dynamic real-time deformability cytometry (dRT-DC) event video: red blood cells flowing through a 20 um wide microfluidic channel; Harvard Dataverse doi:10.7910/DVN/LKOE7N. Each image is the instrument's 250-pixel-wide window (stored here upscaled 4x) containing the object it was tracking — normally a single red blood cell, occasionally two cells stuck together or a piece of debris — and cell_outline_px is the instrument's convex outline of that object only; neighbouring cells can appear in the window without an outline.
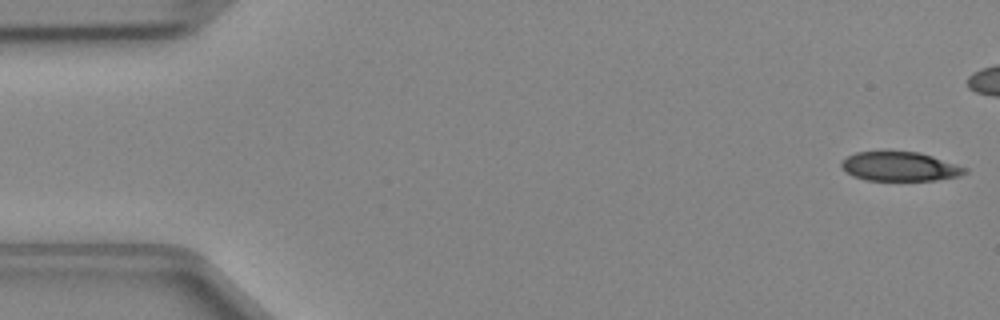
{"species": "Egyptian fruit bat (a non-hibernating species)", "species_latin": "Rousettus aegyptiacus", "temperature_condition": "cold", "stored_images_in_passage": 40, "camera_frame_rate_fps": 3000, "um_per_image_px": 0.085, "animal": {"sex": "female"}, "frame": {"image": 1, "passage_image": 1, "time_ms": 0.0, "image_size_px": [1000, 320], "cell_outline_px": [[968, 172], [960, 176], [936, 180], [864, 180], [852, 176], [840, 168], [840, 160], [856, 152], [920, 152], [968, 168]], "centroid_in_image_um": [76.46, 14.16], "position_along_channel_um": 8.5, "area_um2": 21.1}}
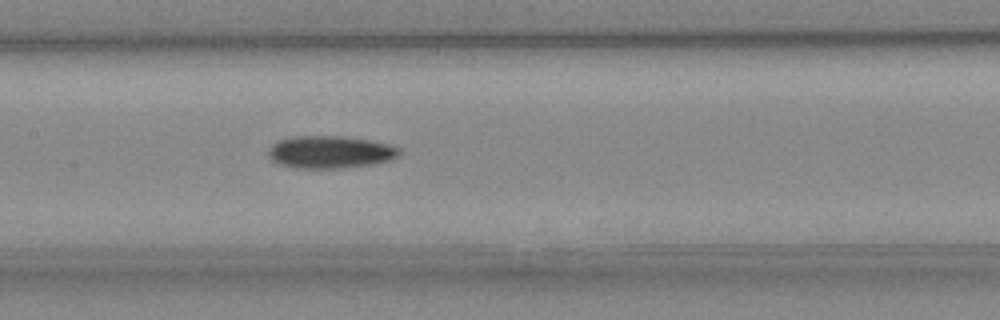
{"frame": {"image": 2, "passage_image": 22, "time_ms": 7.0, "image_size_px": [1000, 320], "cell_outline_px": [[400, 156], [392, 160], [372, 164], [344, 168], [296, 168], [280, 164], [272, 160], [268, 156], [268, 148], [276, 140], [292, 136], [344, 136], [368, 140], [388, 144], [400, 148]], "centroid_in_image_um": [28.05, 12.92], "position_along_channel_um": 179.3, "area_um2": 25.03}}
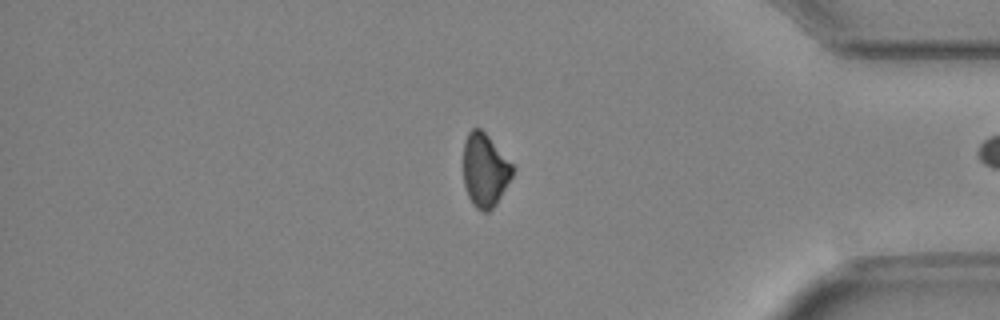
{"frame": {"image": 3, "passage_image": 39, "time_ms": 12.667, "image_size_px": [1000, 320], "cell_outline_px": [[516, 168], [512, 176], [496, 204], [488, 212], [484, 212], [476, 208], [472, 204], [468, 196], [464, 184], [464, 140], [468, 132], [472, 128], [480, 128], [488, 136]], "centroid_in_image_um": [41.21, 14.47], "position_along_channel_um": 394.0, "area_um2": 20.98}}